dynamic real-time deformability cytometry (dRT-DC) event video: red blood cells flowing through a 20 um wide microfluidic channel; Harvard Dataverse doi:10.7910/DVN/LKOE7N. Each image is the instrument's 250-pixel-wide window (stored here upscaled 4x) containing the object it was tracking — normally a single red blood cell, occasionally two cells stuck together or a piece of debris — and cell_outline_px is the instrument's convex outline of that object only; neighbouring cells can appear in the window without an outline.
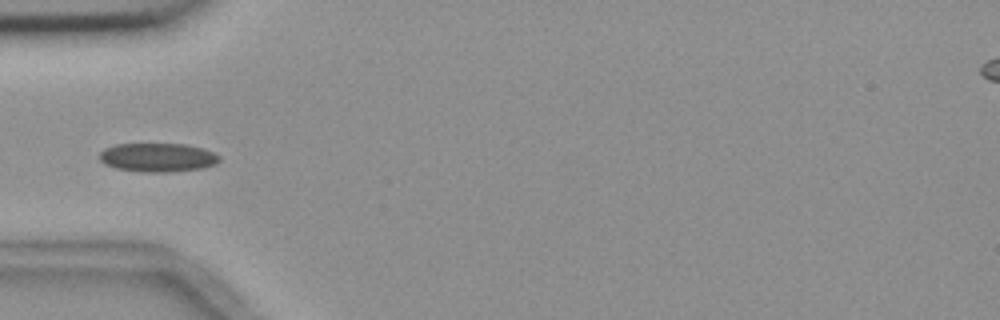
{"species": "common noctule bat (a hibernating species)", "species_latin": "Nyctalus noctula", "temperature_condition": "room temperature", "stored_images_in_passage": 7, "camera_frame_rate_fps": 3000, "um_per_image_px": 0.085, "animal": {"sex": "female", "body_mass_g": 18.4}, "frame": {"image": 1, "passage_image": 3, "time_ms": 2.333, "image_size_px": [1000, 320], "cell_outline_px": [[220, 160], [216, 164], [204, 168], [168, 172], [140, 172], [116, 168], [104, 164], [100, 160], [100, 152], [104, 148], [116, 144], [184, 144], [200, 148], [212, 152], [220, 156]], "centroid_in_image_um": [13.39, 13.39], "position_along_channel_um": 71.6, "area_um2": 20.11}}
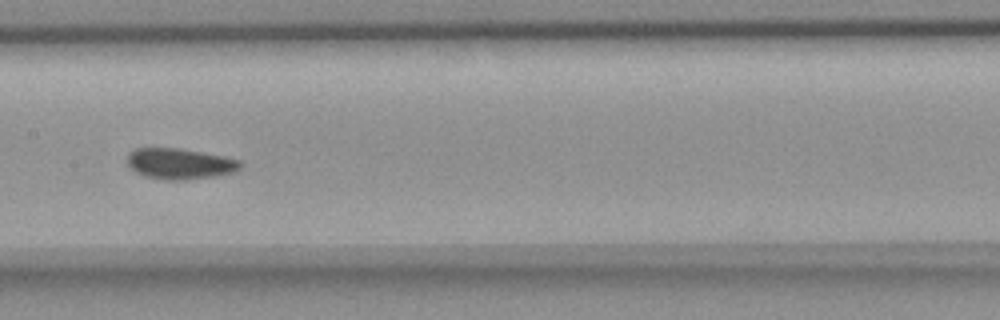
{"frame": {"image": 2, "passage_image": 6, "time_ms": 5.667, "image_size_px": [1000, 320], "cell_outline_px": [[244, 164], [240, 168], [232, 172], [220, 176], [184, 180], [168, 180], [144, 176], [136, 172], [128, 164], [128, 152], [136, 148], [176, 148], [224, 156], [240, 160]], "centroid_in_image_um": [15.31, 13.92], "position_along_channel_um": 192.1, "area_um2": 20.35}}
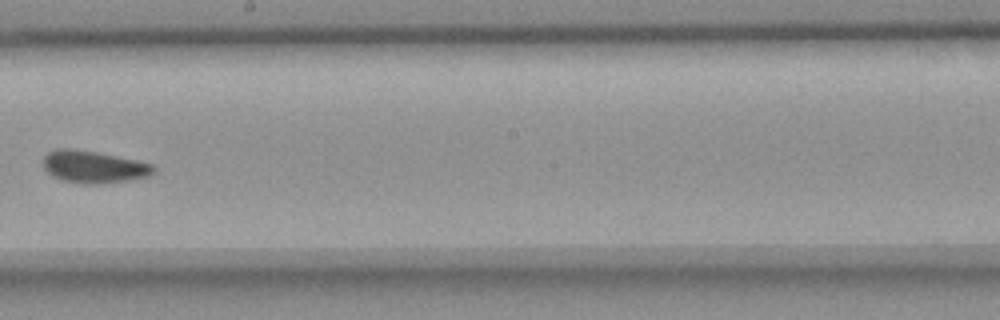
{"frame": {"image": 3, "passage_image": 7, "time_ms": 7.0, "image_size_px": [1000, 320], "cell_outline_px": [[156, 172], [152, 176], [128, 180], [100, 184], [80, 184], [60, 180], [52, 176], [44, 168], [44, 156], [48, 152], [56, 148], [72, 148], [96, 152], [136, 160], [152, 164], [156, 168]], "centroid_in_image_um": [7.97, 14.19], "position_along_channel_um": 240.2, "area_um2": 20.98}}